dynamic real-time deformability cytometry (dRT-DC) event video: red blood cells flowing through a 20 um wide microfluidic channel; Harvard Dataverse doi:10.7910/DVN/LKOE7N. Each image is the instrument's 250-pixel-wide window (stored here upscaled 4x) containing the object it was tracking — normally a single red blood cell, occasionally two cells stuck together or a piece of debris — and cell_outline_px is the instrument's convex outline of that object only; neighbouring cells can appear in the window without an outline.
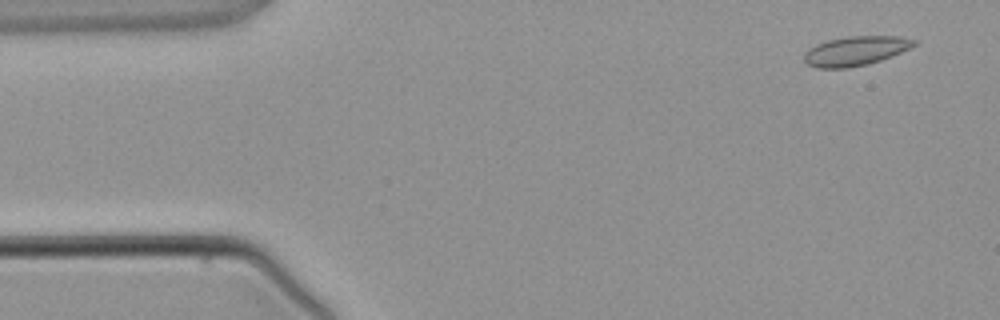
{"species": "common noctule bat (a hibernating species)", "species_latin": "Nyctalus noctula", "temperature_condition": "warm", "stored_images_in_passage": 3, "segment_of_instrument_passage": [2, 2], "camera_frame_rate_fps": 3000, "um_per_image_px": 0.085, "animal": {"sex": "male", "body_mass_g": 21.5, "forearm_length_mm": 52.0}, "frame": {"image": 1, "passage_image": 3, "time_ms": 3.333, "image_size_px": [1000, 320], "cell_outline_px": [[920, 40], [916, 44], [892, 56], [868, 64], [848, 68], [816, 68], [808, 64], [804, 60], [804, 52], [816, 44], [828, 40], [848, 36], [900, 36]], "centroid_in_image_um": [72.73, 4.32], "position_along_channel_um": 12.3, "area_um2": 18.84}}